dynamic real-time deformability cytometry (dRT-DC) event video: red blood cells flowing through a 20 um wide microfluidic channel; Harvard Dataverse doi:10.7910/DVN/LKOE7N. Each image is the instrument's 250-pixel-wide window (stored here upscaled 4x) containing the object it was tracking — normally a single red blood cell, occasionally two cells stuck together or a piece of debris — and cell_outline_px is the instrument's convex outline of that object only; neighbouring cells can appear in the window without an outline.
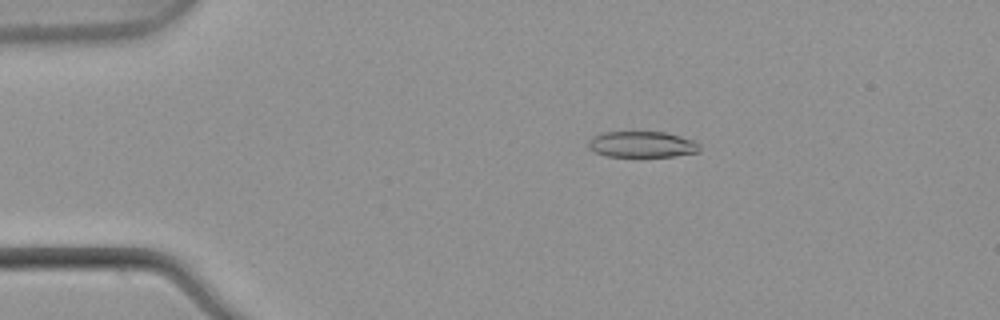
{"species": "common noctule bat (a hibernating species)", "species_latin": "Nyctalus noctula", "temperature_condition": "warm", "stored_images_in_passage": 6, "camera_frame_rate_fps": 3000, "um_per_image_px": 0.085, "animal": {"sex": "male", "body_mass_g": 21.5, "forearm_length_mm": 52.0}, "frame": {"image": 1, "passage_image": 2, "time_ms": 0.333, "image_size_px": [1000, 320], "cell_outline_px": [[700, 152], [676, 156], [608, 156], [596, 152], [588, 144], [592, 136], [600, 132], [664, 132], [680, 136], [692, 140], [700, 144]], "centroid_in_image_um": [54.61, 12.27], "position_along_channel_um": 30.4, "area_um2": 16.76}}
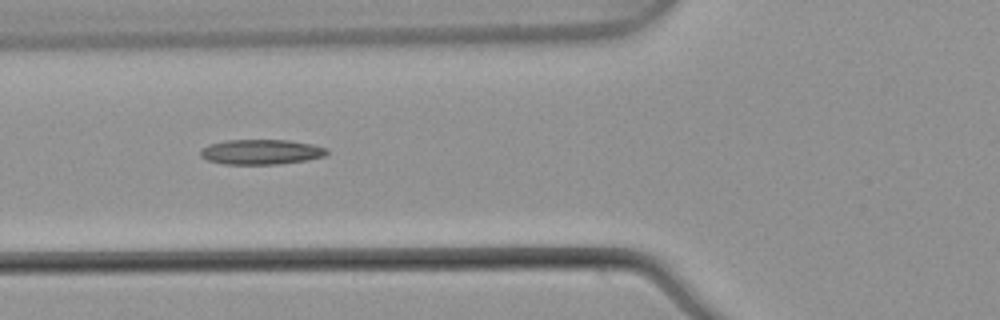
{"frame": {"image": 2, "passage_image": 5, "time_ms": 1.333, "image_size_px": [1000, 320], "cell_outline_px": [[328, 152], [324, 156], [308, 160], [280, 164], [224, 164], [208, 160], [200, 156], [200, 152], [208, 144], [228, 140], [288, 140], [312, 144], [328, 148]], "centroid_in_image_um": [22.22, 12.91], "position_along_channel_um": 103.6, "area_um2": 18.44}}
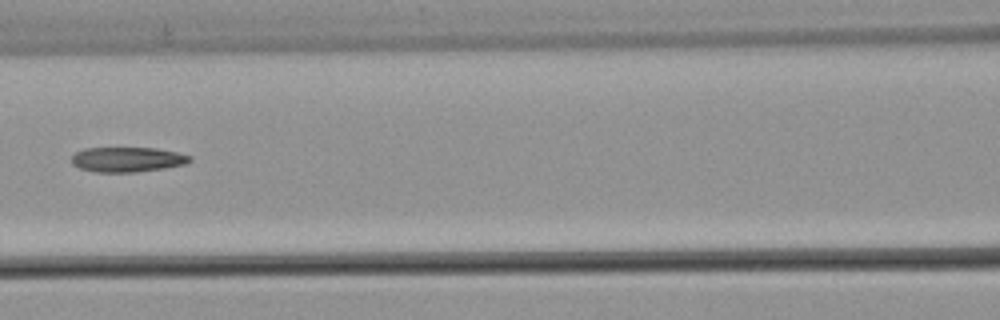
{"frame": {"image": 3, "passage_image": 6, "time_ms": 1.667, "image_size_px": [1000, 320], "cell_outline_px": [[192, 160], [184, 164], [164, 168], [136, 172], [96, 172], [80, 168], [72, 164], [72, 156], [76, 152], [84, 148], [156, 148], [176, 152], [192, 156]], "centroid_in_image_um": [10.82, 13.55], "position_along_channel_um": 155.8, "area_um2": 17.11}}